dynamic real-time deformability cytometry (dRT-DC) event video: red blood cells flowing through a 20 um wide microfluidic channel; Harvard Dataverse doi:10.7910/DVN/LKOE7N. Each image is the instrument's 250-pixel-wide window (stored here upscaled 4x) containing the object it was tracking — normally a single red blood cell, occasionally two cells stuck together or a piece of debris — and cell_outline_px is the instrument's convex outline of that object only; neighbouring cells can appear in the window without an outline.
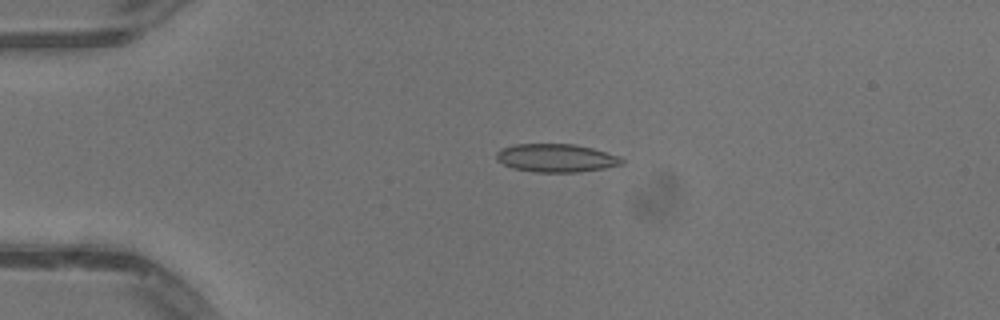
{"species": "common noctule bat (a hibernating species)", "species_latin": "Nyctalus noctula", "temperature_condition": "warm", "stored_images_in_passage": 32, "camera_frame_rate_fps": 3000, "um_per_image_px": 0.085, "animal": {"sex": "male", "body_mass_g": 13.3}, "frame": {"image": 1, "passage_image": 3, "time_ms": 0.667, "image_size_px": [1000, 320], "cell_outline_px": [[624, 164], [604, 168], [580, 172], [532, 172], [512, 168], [496, 160], [496, 152], [500, 148], [516, 144], [576, 144], [592, 148], [620, 156], [624, 160]], "centroid_in_image_um": [47.27, 13.43], "position_along_channel_um": 37.7, "area_um2": 20.81}}
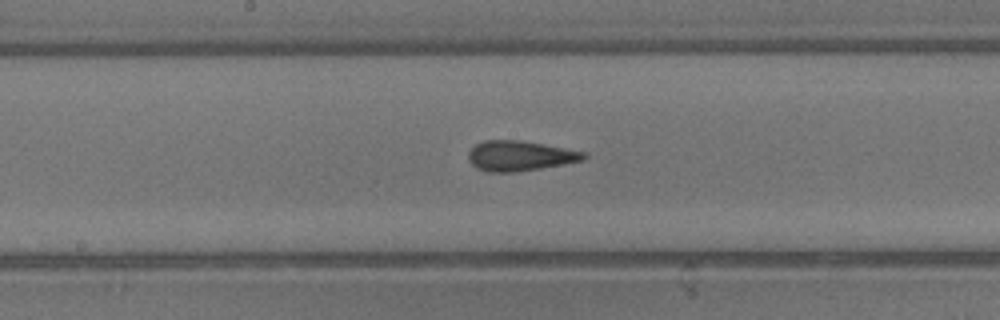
{"frame": {"image": 2, "passage_image": 18, "time_ms": 5.667, "image_size_px": [1000, 320], "cell_outline_px": [[588, 156], [584, 160], [564, 164], [516, 172], [488, 172], [476, 168], [468, 160], [468, 152], [476, 144], [484, 140], [520, 140], [584, 152]], "centroid_in_image_um": [44.15, 13.25], "position_along_channel_um": 204.0, "area_um2": 20.11}}
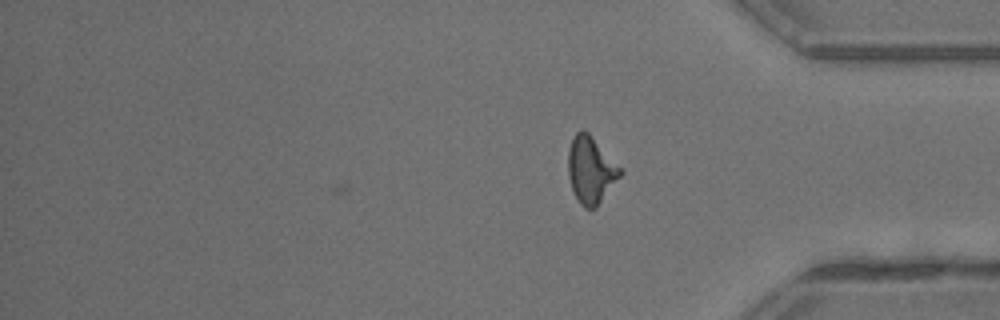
{"frame": {"image": 3, "passage_image": 32, "time_ms": 10.333, "image_size_px": [1000, 320], "cell_outline_px": [[624, 172], [596, 208], [584, 208], [580, 204], [572, 188], [568, 176], [568, 148], [572, 136], [580, 128], [584, 128], [624, 168]], "centroid_in_image_um": [50.24, 14.4], "position_along_channel_um": 385.0, "area_um2": 20.81}, "authors_computed_cell_mechanics": {"area_um2": 19.941, "velocity_mm_per_s": 4.1276, "shape_relaxation_time_tau1_ms": 5.8887, "shape_relaxation_time_tau2_ms": 1.3314, "deformation_change_tau1": 0.1964, "deformation_change_tau2": 0.1089}}